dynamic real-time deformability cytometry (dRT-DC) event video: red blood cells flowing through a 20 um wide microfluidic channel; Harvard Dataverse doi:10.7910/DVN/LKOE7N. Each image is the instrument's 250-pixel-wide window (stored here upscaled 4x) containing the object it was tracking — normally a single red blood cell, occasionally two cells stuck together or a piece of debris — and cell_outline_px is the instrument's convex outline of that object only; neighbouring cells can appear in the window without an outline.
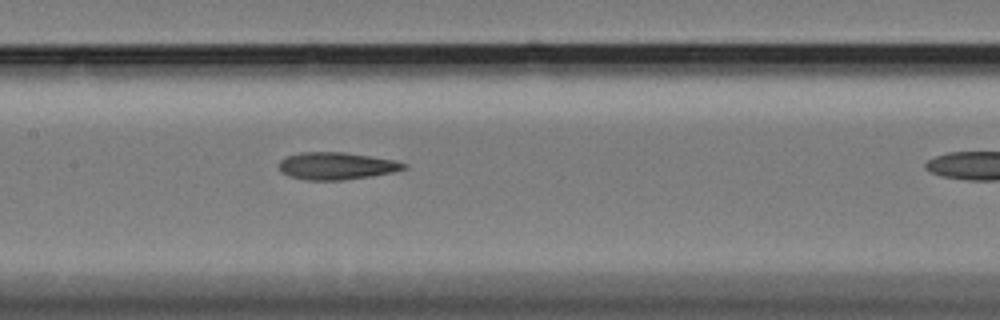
{"species": "Egyptian fruit bat (a non-hibernating species)", "species_latin": "Rousettus aegyptiacus", "temperature_condition": "cold", "stored_images_in_passage": 11, "camera_frame_rate_fps": 3000, "um_per_image_px": 0.085, "animal": {"sex": "female"}, "frame": {"image": 1, "passage_image": 10, "time_ms": 3.0, "image_size_px": [1000, 320], "cell_outline_px": [[408, 168], [392, 172], [372, 176], [344, 180], [304, 180], [280, 172], [280, 160], [288, 156], [300, 152], [344, 152], [396, 160], [408, 164]], "centroid_in_image_um": [28.64, 14.1], "position_along_channel_um": 178.8, "area_um2": 19.88}}